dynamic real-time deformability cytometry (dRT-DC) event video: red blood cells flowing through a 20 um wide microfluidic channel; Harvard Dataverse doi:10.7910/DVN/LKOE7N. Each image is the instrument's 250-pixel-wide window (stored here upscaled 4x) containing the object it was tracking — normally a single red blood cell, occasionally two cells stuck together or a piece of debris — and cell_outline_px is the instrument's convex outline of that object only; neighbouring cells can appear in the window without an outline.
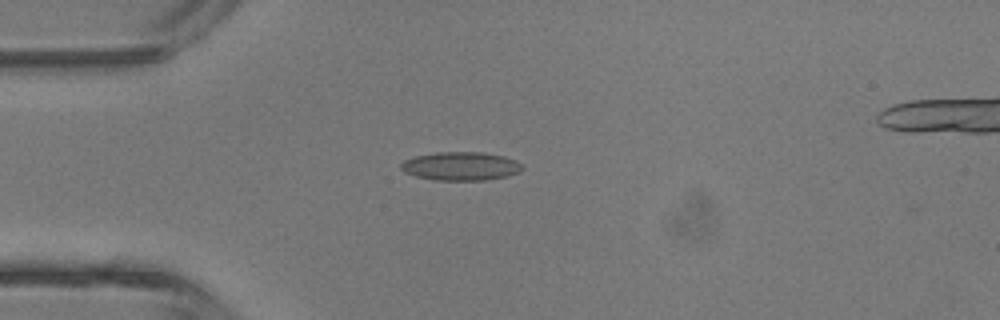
{"species": "common noctule bat (a hibernating species)", "species_latin": "Nyctalus noctula", "temperature_condition": "room temperature", "stored_images_in_passage": 3, "camera_frame_rate_fps": 3000, "um_per_image_px": 0.085, "animal": {"sex": "male", "body_mass_g": 13.3}, "frame": {"image": 1, "passage_image": 3, "time_ms": 2.333, "image_size_px": [1000, 320], "cell_outline_px": [[524, 168], [508, 176], [484, 180], [436, 180], [416, 176], [404, 172], [400, 168], [400, 164], [404, 160], [416, 156], [436, 152], [484, 152], [504, 156], [516, 160]], "centroid_in_image_um": [39.15, 14.12], "position_along_channel_um": 45.8, "area_um2": 20.11}}